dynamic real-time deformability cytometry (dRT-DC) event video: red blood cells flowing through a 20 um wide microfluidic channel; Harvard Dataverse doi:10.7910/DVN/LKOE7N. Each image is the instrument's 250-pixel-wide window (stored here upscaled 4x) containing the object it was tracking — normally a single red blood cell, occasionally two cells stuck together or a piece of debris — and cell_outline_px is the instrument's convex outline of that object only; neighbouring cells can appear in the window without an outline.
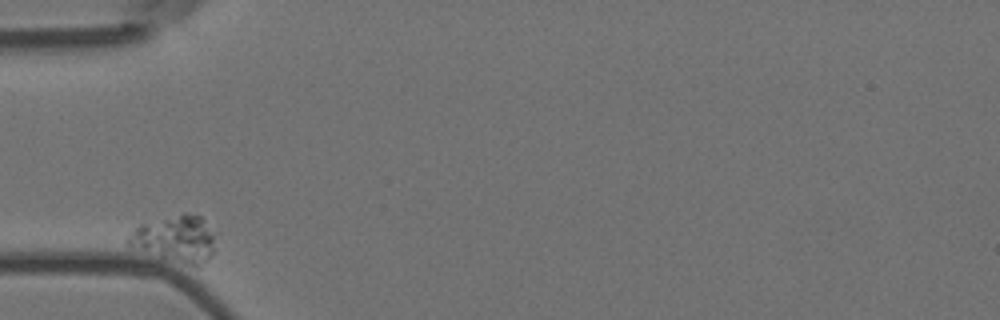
{"species": "Egyptian fruit bat (a non-hibernating species)", "species_latin": "Rousettus aegyptiacus", "temperature_condition": "room temperature", "stored_images_in_passage": 6, "camera_frame_rate_fps": 3000, "um_per_image_px": 0.085, "animal": {"sex": "female"}, "frame": {"image": 1, "passage_image": 1, "time_ms": 0.0, "image_size_px": [1000, 320], "cell_outline_px": [[212, 252], [208, 260], [196, 268], [164, 260], [128, 244], [124, 240], [140, 224], [184, 212], [200, 216], [212, 236]], "centroid_in_image_um": [14.86, 20.35], "position_along_channel_um": 70.1, "area_um2": 23.41}}
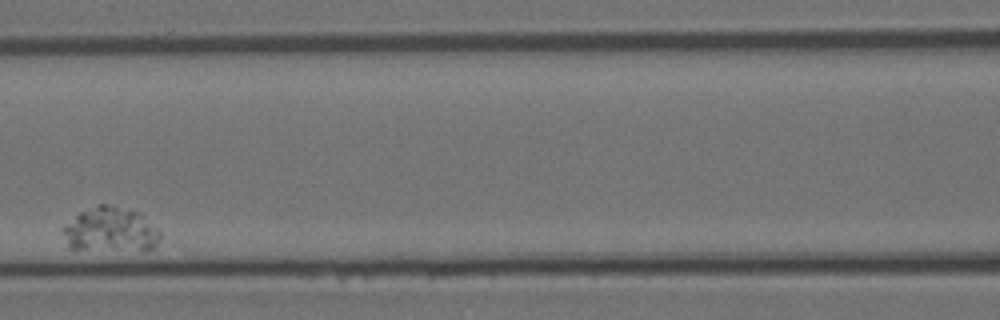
{"frame": {"image": 2, "passage_image": 3, "time_ms": 0.667, "image_size_px": [1000, 320], "cell_outline_px": [[160, 240], [152, 248], [68, 248], [60, 228], [64, 224], [80, 212], [100, 204], [112, 204], [136, 212], [144, 216], [160, 228]], "centroid_in_image_um": [9.37, 19.48], "position_along_channel_um": 157.2, "area_um2": 24.8}}
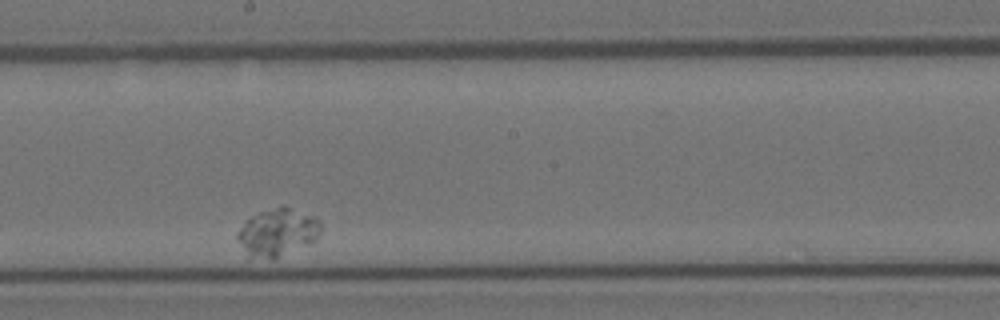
{"frame": {"image": 3, "passage_image": 5, "time_ms": 1.333, "image_size_px": [1000, 320], "cell_outline_px": [[320, 236], [316, 240], [272, 260], [248, 260], [236, 240], [236, 232], [252, 216], [260, 212], [280, 204], [284, 204], [320, 220]], "centroid_in_image_um": [23.53, 19.79], "position_along_channel_um": 224.7, "area_um2": 23.76}}